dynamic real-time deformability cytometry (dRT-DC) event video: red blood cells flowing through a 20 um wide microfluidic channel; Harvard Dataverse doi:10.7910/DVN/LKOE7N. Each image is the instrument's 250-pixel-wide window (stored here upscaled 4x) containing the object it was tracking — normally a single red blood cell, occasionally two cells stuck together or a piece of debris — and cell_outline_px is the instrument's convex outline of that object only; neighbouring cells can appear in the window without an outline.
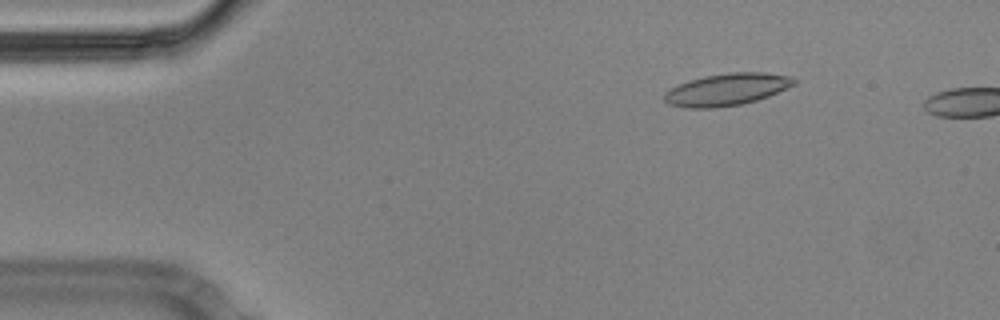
{"species": "Egyptian fruit bat (a non-hibernating species)", "species_latin": "Rousettus aegyptiacus", "temperature_condition": "cold", "stored_images_in_passage": 11, "camera_frame_rate_fps": 3000, "um_per_image_px": 0.085, "animal": {"sex": "male"}, "frame": {"image": 1, "passage_image": 8, "time_ms": 2.333, "image_size_px": [1000, 320], "cell_outline_px": [[796, 84], [788, 88], [768, 96], [744, 104], [712, 108], [684, 108], [668, 104], [664, 100], [664, 92], [688, 80], [704, 76], [728, 72], [764, 72], [792, 76], [796, 80]], "centroid_in_image_um": [61.79, 7.6], "position_along_channel_um": 23.2, "area_um2": 24.45}}